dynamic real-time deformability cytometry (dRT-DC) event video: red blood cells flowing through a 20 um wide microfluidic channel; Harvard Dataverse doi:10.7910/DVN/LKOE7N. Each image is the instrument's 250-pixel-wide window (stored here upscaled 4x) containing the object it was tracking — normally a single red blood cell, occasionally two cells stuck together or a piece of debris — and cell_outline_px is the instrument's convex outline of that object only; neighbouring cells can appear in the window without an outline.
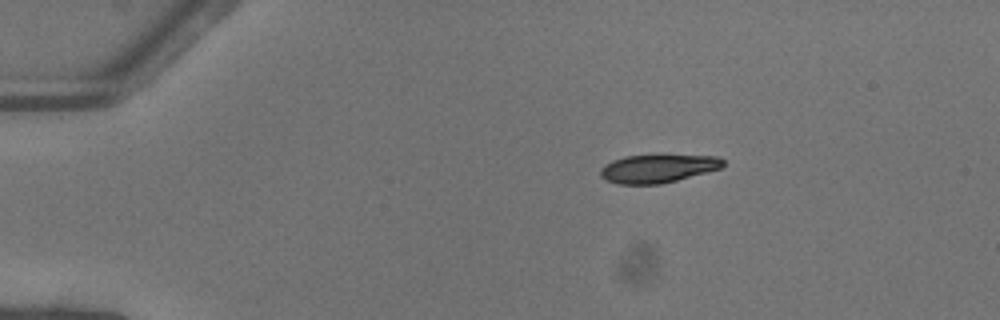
{"species": "common noctule bat (a hibernating species)", "species_latin": "Nyctalus noctula", "temperature_condition": "warm", "stored_images_in_passage": 43, "camera_frame_rate_fps": 3000, "um_per_image_px": 0.085, "animal": {"sex": "female"}, "frame": {"image": 1, "passage_image": 1, "time_ms": 0.0, "image_size_px": [1000, 320], "cell_outline_px": [[724, 164], [720, 168], [676, 180], [660, 184], [620, 184], [608, 180], [600, 176], [600, 168], [604, 164], [612, 160], [624, 156], [720, 156], [724, 160]], "centroid_in_image_um": [55.87, 14.33], "position_along_channel_um": 29.1, "area_um2": 19.77}}
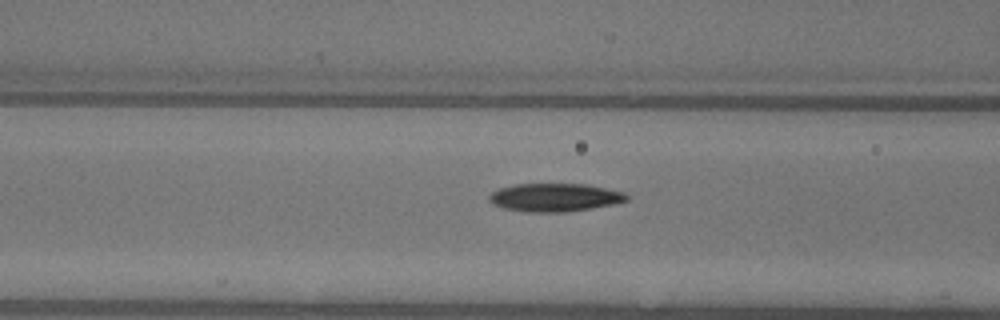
{"frame": {"image": 2, "passage_image": 13, "time_ms": 4.0, "image_size_px": [1000, 320], "cell_outline_px": [[628, 200], [612, 204], [592, 208], [564, 212], [528, 212], [504, 208], [492, 204], [488, 200], [488, 196], [492, 192], [500, 188], [516, 184], [588, 184], [624, 192], [628, 196]], "centroid_in_image_um": [47.14, 16.78], "position_along_channel_um": 119.5, "area_um2": 22.54}}
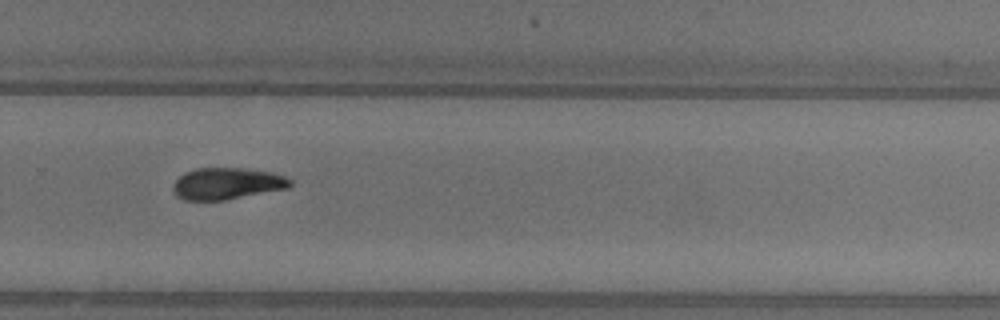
{"frame": {"image": 3, "passage_image": 27, "time_ms": 8.667, "image_size_px": [1000, 320], "cell_outline_px": [[292, 184], [288, 188], [224, 200], [184, 200], [176, 196], [172, 188], [176, 180], [184, 172], [196, 168], [244, 168], [272, 172], [284, 176], [292, 180]], "centroid_in_image_um": [19.29, 15.6], "position_along_channel_um": 310.5, "area_um2": 21.62}, "authors_computed_cell_mechanics": {"area_um2": 21.6172, "velocity_mm_per_s": 4.1119, "shape_relaxation_time_tau1_ms": 2.7532, "shape_relaxation_time_tau2_ms": null, "deformation_change_tau1": 0.1476, "deformation_change_tau2": null}}